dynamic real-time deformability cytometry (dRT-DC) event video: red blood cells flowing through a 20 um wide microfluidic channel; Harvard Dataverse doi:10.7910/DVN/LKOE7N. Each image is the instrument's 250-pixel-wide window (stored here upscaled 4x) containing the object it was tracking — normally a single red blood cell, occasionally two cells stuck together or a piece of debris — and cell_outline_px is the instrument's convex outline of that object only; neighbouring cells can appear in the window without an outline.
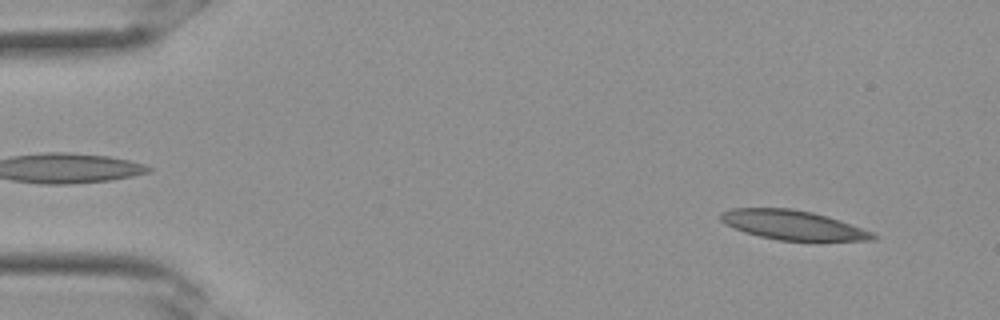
{"species": "Egyptian fruit bat (a non-hibernating species)", "species_latin": "Rousettus aegyptiacus", "temperature_condition": "room temperature", "stored_images_in_passage": 32, "camera_frame_rate_fps": 3000, "um_per_image_px": 0.085, "frame": {"image": 1, "passage_image": 2, "time_ms": 0.333, "image_size_px": [1000, 320], "cell_outline_px": [[880, 236], [872, 240], [780, 240], [760, 236], [744, 232], [720, 220], [720, 212], [732, 208], [792, 208], [812, 212], [828, 216], [840, 220], [872, 232]], "centroid_in_image_um": [67.39, 19.11], "position_along_channel_um": 17.6, "area_um2": 25.78}}
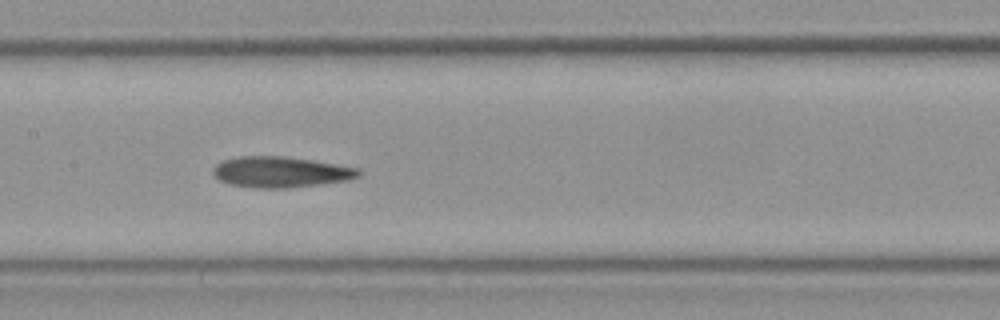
{"frame": {"image": 2, "passage_image": 15, "time_ms": 4.667, "image_size_px": [1000, 320], "cell_outline_px": [[360, 176], [348, 180], [288, 188], [256, 188], [228, 184], [212, 176], [212, 168], [216, 164], [224, 160], [240, 156], [280, 156], [312, 160], [360, 168]], "centroid_in_image_um": [23.82, 14.62], "position_along_channel_um": 183.6, "area_um2": 26.18}}
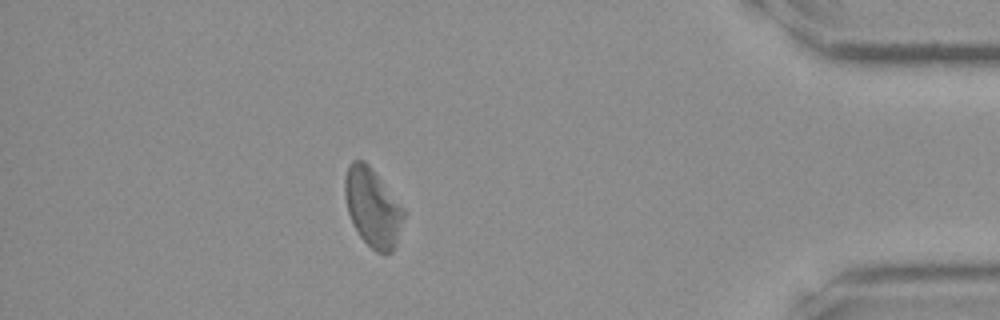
{"frame": {"image": 3, "passage_image": 28, "time_ms": 9.0, "image_size_px": [1000, 320], "cell_outline_px": [[404, 216], [396, 248], [392, 252], [384, 256], [376, 252], [360, 236], [352, 224], [348, 212], [344, 196], [344, 176], [348, 164], [352, 160], [364, 160], [368, 164], [404, 208]], "centroid_in_image_um": [31.66, 17.66], "position_along_channel_um": 403.5, "area_um2": 27.17}}